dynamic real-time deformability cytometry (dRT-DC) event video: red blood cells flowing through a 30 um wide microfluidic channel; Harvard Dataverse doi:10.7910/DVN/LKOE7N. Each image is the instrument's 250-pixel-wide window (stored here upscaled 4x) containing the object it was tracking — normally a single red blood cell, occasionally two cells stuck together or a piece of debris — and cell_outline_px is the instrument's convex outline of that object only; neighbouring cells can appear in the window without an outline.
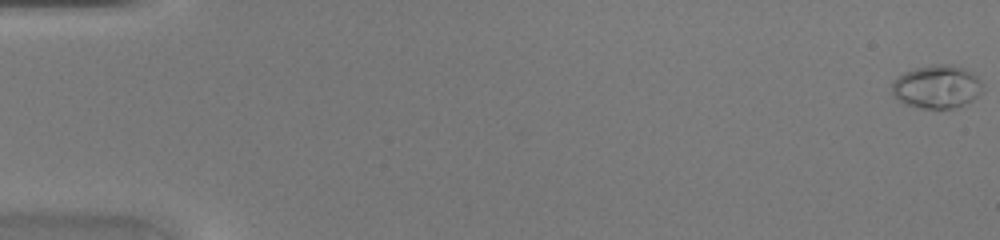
{"species": "common noctule bat (a hibernating species)", "species_latin": "Nyctalus noctula", "temperature_condition": "warm", "stored_images_in_passage": 47, "camera_frame_rate_fps": 3000, "um_per_image_px": 0.085, "animal": {"sex": "female", "body_mass_g": 20.0, "forearm_length_mm": 54.0}, "frame": {"image": 1, "passage_image": 1, "time_ms": 0.0, "image_size_px": [1000, 240], "cell_outline_px": [[984, 88], [972, 100], [956, 108], [920, 108], [904, 104], [892, 96], [892, 84], [904, 72], [916, 68], [936, 64], [948, 64], [964, 68], [972, 72], [980, 80]], "centroid_in_image_um": [79.63, 7.38], "position_along_channel_um": 5.4, "area_um2": 22.77}}
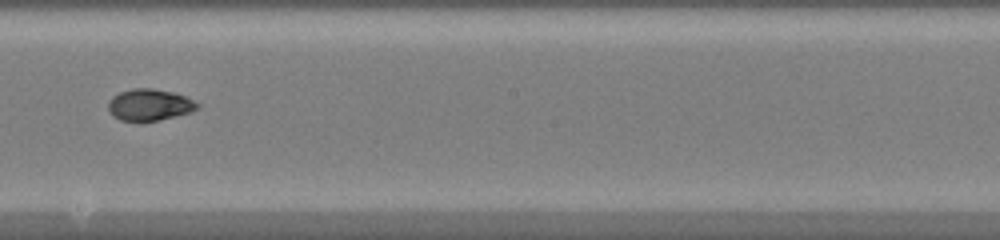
{"frame": {"image": 2, "passage_image": 28, "time_ms": 9.0, "image_size_px": [1000, 240], "cell_outline_px": [[200, 108], [192, 112], [160, 120], [120, 120], [112, 116], [108, 108], [108, 100], [112, 96], [120, 92], [132, 88], [152, 88], [172, 92], [184, 96], [200, 104]], "centroid_in_image_um": [12.71, 8.9], "position_along_channel_um": 235.5, "area_um2": 16.42}}
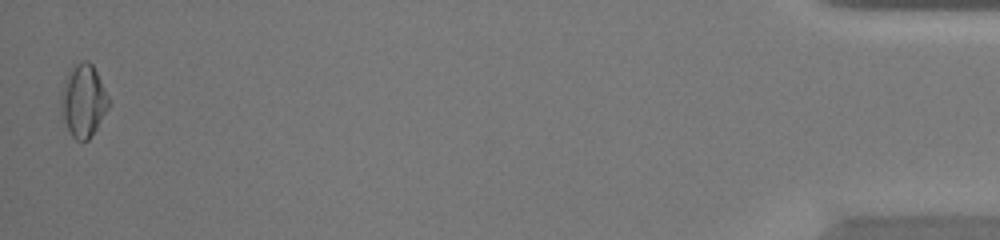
{"frame": {"image": 3, "passage_image": 47, "time_ms": 15.333, "image_size_px": [1000, 240], "cell_outline_px": [[108, 108], [96, 128], [88, 140], [76, 140], [72, 136], [60, 112], [60, 92], [68, 72], [72, 64], [80, 60], [88, 60], [92, 64], [108, 96]], "centroid_in_image_um": [7.04, 8.52], "position_along_channel_um": 428.2, "area_um2": 20.06}}